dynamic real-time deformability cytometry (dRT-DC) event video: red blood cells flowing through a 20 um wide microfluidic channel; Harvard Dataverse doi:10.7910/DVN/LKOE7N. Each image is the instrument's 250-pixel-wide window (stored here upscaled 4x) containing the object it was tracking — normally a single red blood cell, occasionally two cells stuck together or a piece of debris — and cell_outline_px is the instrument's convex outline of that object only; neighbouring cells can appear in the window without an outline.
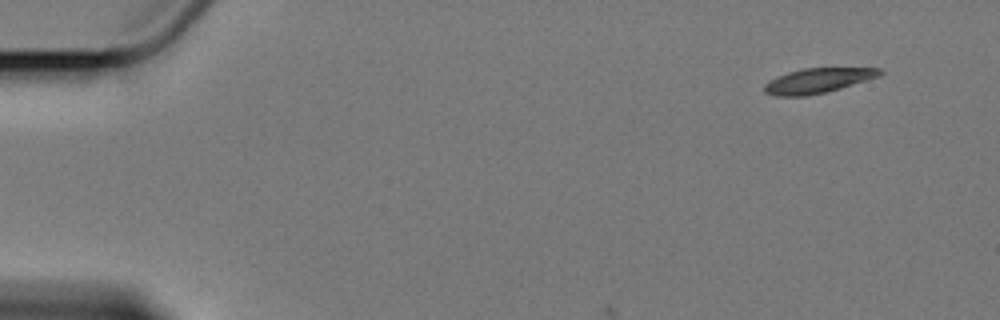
{"species": "Egyptian fruit bat (a non-hibernating species)", "species_latin": "Rousettus aegyptiacus", "temperature_condition": "cold", "stored_images_in_passage": 5, "camera_frame_rate_fps": 3000, "um_per_image_px": 0.085, "animal": {"sex": "female"}, "frame": {"image": 1, "passage_image": 1, "time_ms": 0.0, "image_size_px": [1000, 320], "cell_outline_px": [[884, 72], [880, 76], [840, 88], [824, 92], [804, 96], [776, 96], [764, 92], [764, 84], [776, 76], [788, 72], [804, 68], [880, 68]], "centroid_in_image_um": [69.5, 6.84], "position_along_channel_um": 15.5, "area_um2": 16.59}}
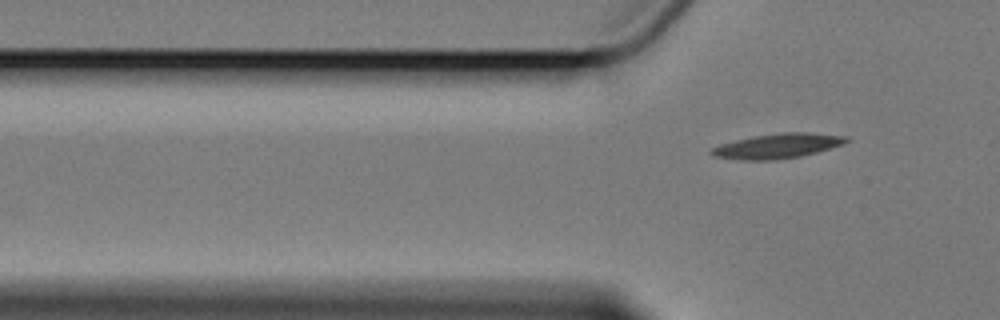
{"frame": {"image": 2, "passage_image": 5, "time_ms": 4.667, "image_size_px": [1000, 320], "cell_outline_px": [[852, 140], [844, 144], [816, 152], [800, 156], [776, 160], [744, 160], [716, 156], [708, 152], [712, 148], [720, 144], [752, 136], [780, 132], [808, 132], [848, 136]], "centroid_in_image_um": [66.14, 12.39], "position_along_channel_um": 59.7, "area_um2": 19.54}}